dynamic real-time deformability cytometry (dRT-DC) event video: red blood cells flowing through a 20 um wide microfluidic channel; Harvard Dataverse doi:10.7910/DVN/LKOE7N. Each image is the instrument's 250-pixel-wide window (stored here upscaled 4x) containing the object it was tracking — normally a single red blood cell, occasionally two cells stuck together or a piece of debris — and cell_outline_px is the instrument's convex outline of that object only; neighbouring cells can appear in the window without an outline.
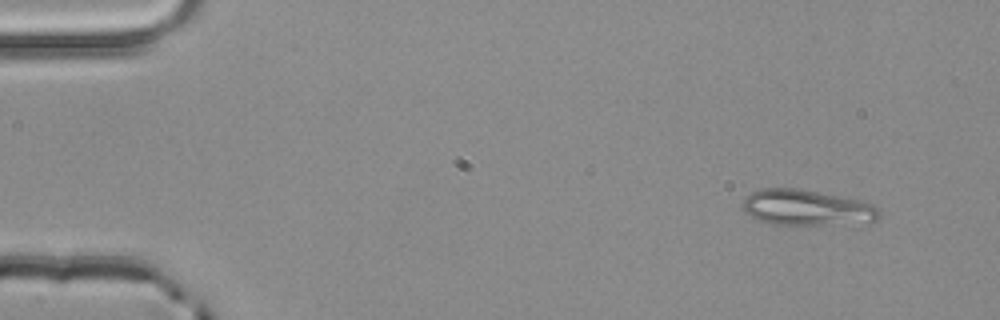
{"species": "common noctule bat (a hibernating species)", "species_latin": "Nyctalus noctula", "temperature_condition": "room temperature", "stored_images_in_passage": 3, "camera_frame_rate_fps": 3000, "um_per_image_px": 0.085, "animal": {"sex": "male", "body_mass_g": 20.4}, "frame": {"image": 1, "passage_image": 3, "time_ms": 0.667, "image_size_px": [1000, 320], "cell_outline_px": [[880, 216], [876, 220], [816, 224], [772, 224], [760, 220], [752, 216], [744, 208], [744, 200], [752, 192], [760, 188], [800, 188], [856, 200], [880, 208]], "centroid_in_image_um": [68.52, 17.62], "position_along_channel_um": 16.5, "area_um2": 27.34}}